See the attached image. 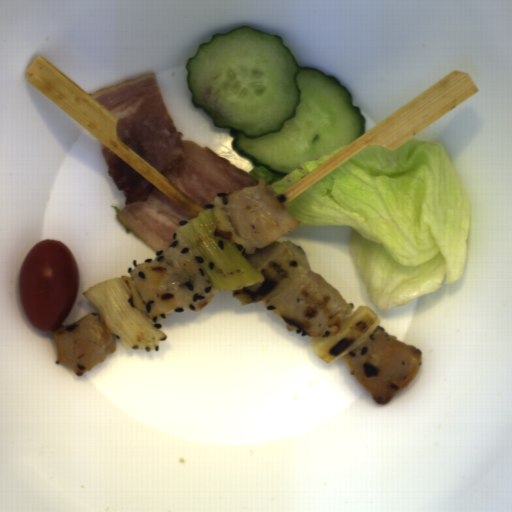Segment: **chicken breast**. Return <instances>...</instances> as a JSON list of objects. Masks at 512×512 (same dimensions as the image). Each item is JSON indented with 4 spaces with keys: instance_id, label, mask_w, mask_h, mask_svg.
<instances>
[{
    "instance_id": "obj_2",
    "label": "chicken breast",
    "mask_w": 512,
    "mask_h": 512,
    "mask_svg": "<svg viewBox=\"0 0 512 512\" xmlns=\"http://www.w3.org/2000/svg\"><path fill=\"white\" fill-rule=\"evenodd\" d=\"M108 175L121 190L125 206L116 219L160 255L168 251L178 230L194 219L126 161L101 147Z\"/></svg>"
},
{
    "instance_id": "obj_1",
    "label": "chicken breast",
    "mask_w": 512,
    "mask_h": 512,
    "mask_svg": "<svg viewBox=\"0 0 512 512\" xmlns=\"http://www.w3.org/2000/svg\"><path fill=\"white\" fill-rule=\"evenodd\" d=\"M91 98L117 119L121 143L204 211L216 196L259 184L214 151L184 139L156 74L120 82Z\"/></svg>"
}]
</instances>
